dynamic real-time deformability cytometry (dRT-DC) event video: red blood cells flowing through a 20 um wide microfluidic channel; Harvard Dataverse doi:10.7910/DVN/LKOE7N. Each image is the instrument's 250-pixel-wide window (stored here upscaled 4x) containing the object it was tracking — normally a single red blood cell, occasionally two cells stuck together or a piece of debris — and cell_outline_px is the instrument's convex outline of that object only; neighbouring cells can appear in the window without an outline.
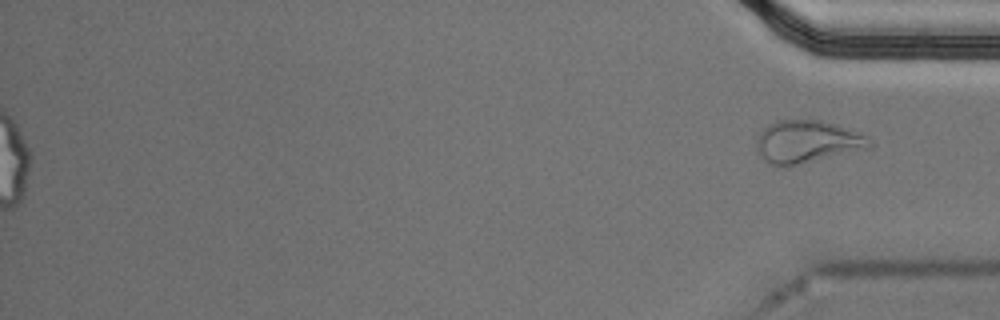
{"species": "Egyptian fruit bat (a non-hibernating species)", "species_latin": "Rousettus aegyptiacus", "temperature_condition": "cold", "stored_images_in_passage": 55, "segment_of_instrument_passage": [2, 2], "camera_frame_rate_fps": 3000, "um_per_image_px": 0.085, "animal": {"sex": "male"}, "frame": {"image": 1, "passage_image": 55, "time_ms": 18.0, "image_size_px": [1000, 320], "cell_outline_px": [[872, 148], [788, 168], [780, 168], [764, 160], [756, 148], [756, 136], [768, 124], [776, 120], [820, 120], [868, 136], [872, 144]], "centroid_in_image_um": [68.58, 12.09], "position_along_channel_um": 366.6, "area_um2": 28.55}}